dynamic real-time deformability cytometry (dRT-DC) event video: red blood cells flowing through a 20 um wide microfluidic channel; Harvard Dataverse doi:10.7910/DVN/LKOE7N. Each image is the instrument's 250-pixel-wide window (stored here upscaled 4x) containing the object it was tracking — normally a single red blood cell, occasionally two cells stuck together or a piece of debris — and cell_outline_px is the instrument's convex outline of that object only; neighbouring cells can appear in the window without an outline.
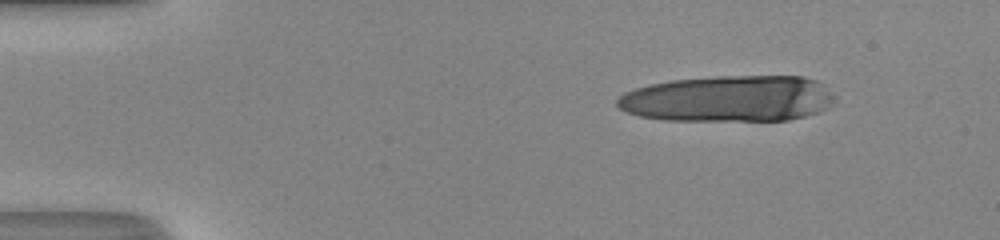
{"species": "human", "species_latin": "Homo sapiens", "temperature_condition": "room temperature", "stored_images_in_passage": 11, "segment_of_instrument_passage": [1, 2], "camera_frame_rate_fps": 3000, "um_per_image_px": 0.085, "donor": {"sex": "male"}, "frame": {"image": 1, "passage_image": 1, "time_ms": 0.0, "image_size_px": [1000, 240], "cell_outline_px": [[836, 96], [828, 108], [804, 116], [788, 120], [664, 120], [640, 116], [624, 112], [616, 104], [616, 100], [624, 92], [648, 84], [672, 80], [716, 76], [804, 76], [816, 80]], "centroid_in_image_um": [61.89, 8.38], "position_along_channel_um": 23.1, "area_um2": 58.72}}